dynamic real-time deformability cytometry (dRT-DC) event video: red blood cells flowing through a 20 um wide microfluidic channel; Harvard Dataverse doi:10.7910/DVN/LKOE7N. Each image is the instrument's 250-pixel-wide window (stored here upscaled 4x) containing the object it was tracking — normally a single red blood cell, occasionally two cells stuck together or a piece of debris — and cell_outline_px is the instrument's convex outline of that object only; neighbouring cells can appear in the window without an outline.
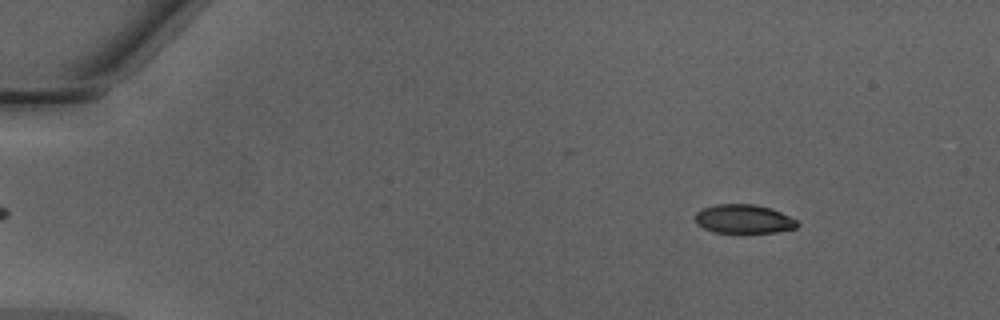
{"species": "Egyptian fruit bat (a non-hibernating species)", "species_latin": "Rousettus aegyptiacus", "temperature_condition": "warm", "stored_images_in_passage": 48, "camera_frame_rate_fps": 3000, "um_per_image_px": 0.085, "animal": {"sex": "male"}, "frame": {"image": 1, "passage_image": 6, "time_ms": 1.667, "image_size_px": [1000, 320], "cell_outline_px": [[800, 224], [796, 228], [776, 232], [712, 232], [696, 224], [696, 212], [704, 208], [716, 204], [756, 204], [772, 208], [796, 220]], "centroid_in_image_um": [63.22, 18.61], "position_along_channel_um": 21.8, "area_um2": 17.11}}
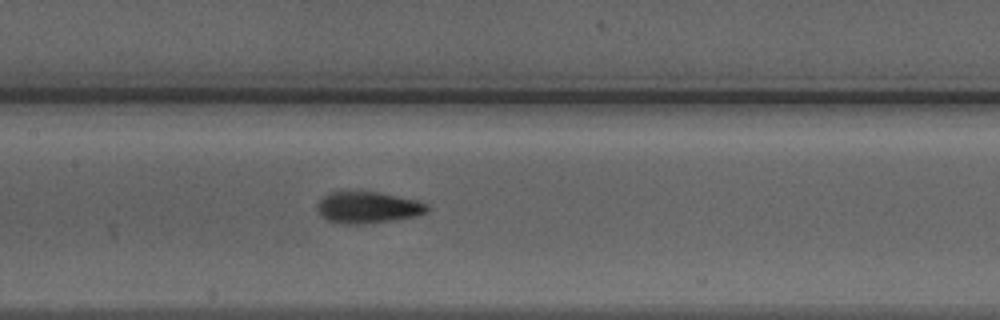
{"frame": {"image": 2, "passage_image": 24, "time_ms": 7.667, "image_size_px": [1000, 320], "cell_outline_px": [[428, 212], [416, 216], [392, 220], [360, 224], [340, 224], [328, 220], [320, 216], [316, 208], [316, 204], [328, 192], [380, 192], [416, 200], [428, 204]], "centroid_in_image_um": [31.24, 17.64], "position_along_channel_um": 176.2, "area_um2": 20.23}}
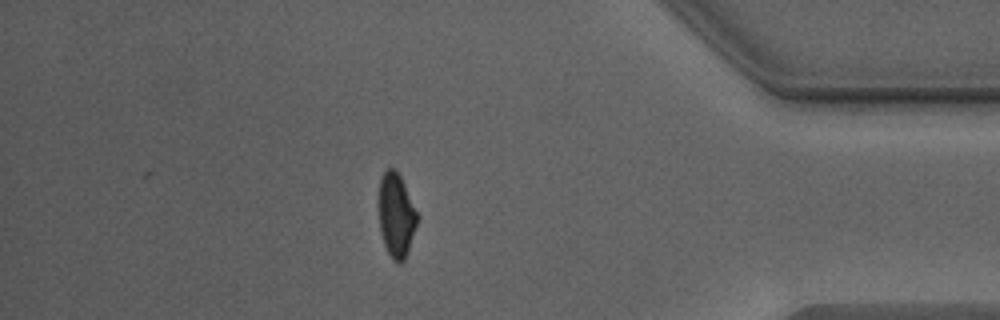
{"frame": {"image": 3, "passage_image": 42, "time_ms": 13.667, "image_size_px": [1000, 320], "cell_outline_px": [[420, 216], [404, 260], [400, 264], [396, 264], [392, 260], [384, 244], [380, 232], [380, 180], [384, 172], [388, 168], [392, 168], [400, 176]], "centroid_in_image_um": [33.71, 18.34], "position_along_channel_um": 401.5, "area_um2": 18.61}, "authors_computed_cell_mechanics": {"area_um2": 18.9006, "velocity_mm_per_s": 4.3133, "shape_relaxation_time_tau1_ms": 3.6331, "shape_relaxation_time_tau2_ms": 1.4431, "deformation_change_tau1": 0.143, "deformation_change_tau2": 0.0639}}